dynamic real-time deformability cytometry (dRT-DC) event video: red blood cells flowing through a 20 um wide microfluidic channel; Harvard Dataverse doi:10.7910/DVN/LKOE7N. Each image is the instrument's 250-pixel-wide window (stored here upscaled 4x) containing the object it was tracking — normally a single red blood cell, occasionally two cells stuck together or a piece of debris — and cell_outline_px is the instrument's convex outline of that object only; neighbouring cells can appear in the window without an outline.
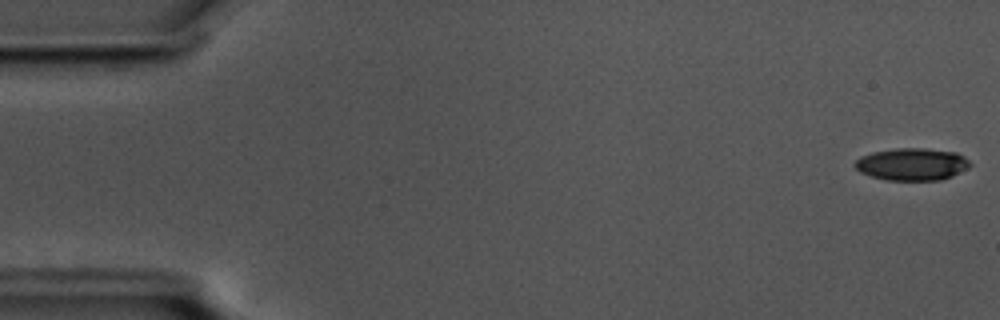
{"species": "common noctule bat (a hibernating species)", "species_latin": "Nyctalus noctula", "temperature_condition": "cold", "stored_images_in_passage": 56, "camera_frame_rate_fps": 3000, "um_per_image_px": 0.085, "animal": {"sex": "male", "body_mass_g": 17.5, "forearm_length_mm": 52.3}, "frame": {"image": 1, "passage_image": 1, "time_ms": 0.0, "image_size_px": [1000, 320], "cell_outline_px": [[972, 164], [968, 168], [952, 176], [940, 180], [888, 180], [872, 176], [860, 172], [852, 164], [860, 156], [872, 152], [896, 148], [924, 148], [956, 152], [964, 156]], "centroid_in_image_um": [77.52, 13.95], "position_along_channel_um": 7.5, "area_um2": 21.73}}
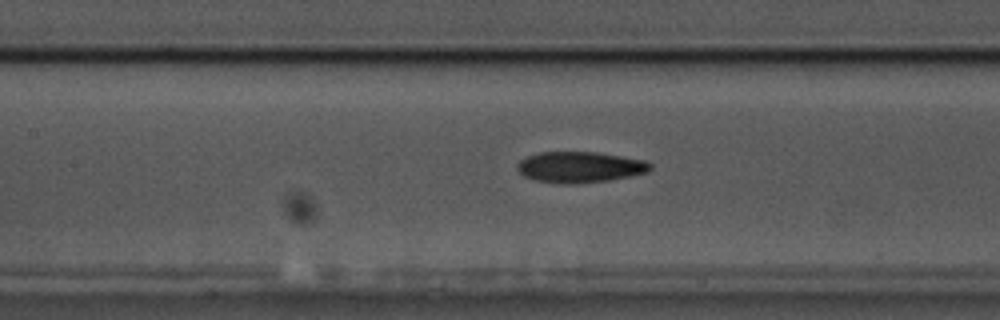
{"frame": {"image": 2, "passage_image": 25, "time_ms": 8.0, "image_size_px": [1000, 320], "cell_outline_px": [[652, 168], [648, 172], [632, 176], [608, 180], [576, 184], [556, 184], [536, 180], [524, 176], [516, 168], [516, 164], [520, 160], [528, 156], [540, 152], [596, 152], [644, 160], [652, 164]], "centroid_in_image_um": [49.28, 14.21], "position_along_channel_um": 158.1, "area_um2": 24.1}}
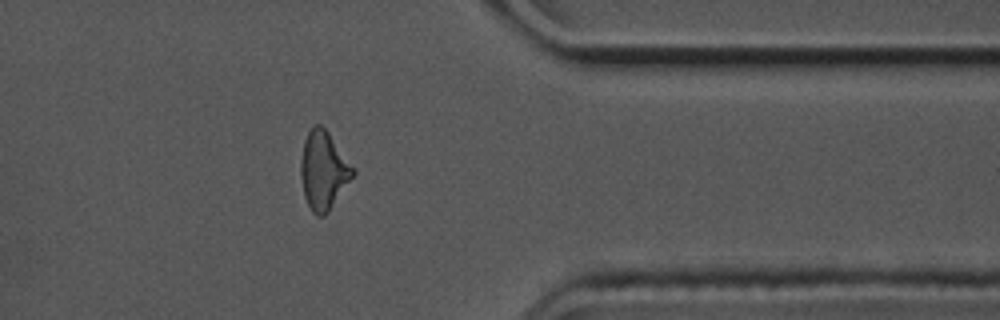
{"frame": {"image": 3, "passage_image": 45, "time_ms": 14.667, "image_size_px": [1000, 320], "cell_outline_px": [[356, 172], [328, 212], [324, 216], [316, 216], [312, 212], [304, 196], [300, 176], [300, 160], [304, 140], [308, 132], [316, 124], [320, 124], [328, 132], [356, 168]], "centroid_in_image_um": [27.5, 14.49], "position_along_channel_um": 383.9, "area_um2": 23.87}, "authors_computed_cell_mechanics": {"area_um2": 23.4957, "velocity_mm_per_s": 3.5967, "shape_relaxation_time_tau1_ms": 5.3892, "shape_relaxation_time_tau2_ms": 3.9284, "deformation_change_tau1": 0.1669, "deformation_change_tau2": 0.121}}